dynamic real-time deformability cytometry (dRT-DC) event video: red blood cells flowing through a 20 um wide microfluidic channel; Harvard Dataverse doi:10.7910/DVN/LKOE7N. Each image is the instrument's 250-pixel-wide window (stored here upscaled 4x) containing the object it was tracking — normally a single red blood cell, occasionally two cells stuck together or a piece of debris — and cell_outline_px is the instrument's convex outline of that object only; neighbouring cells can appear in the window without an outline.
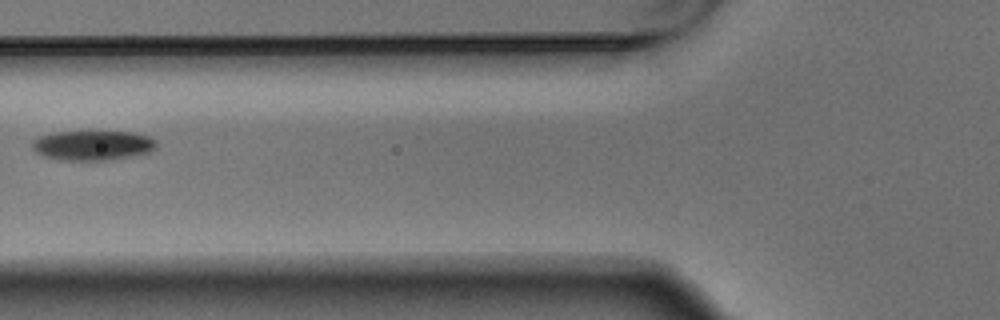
{"species": "Egyptian fruit bat (a non-hibernating species)", "species_latin": "Rousettus aegyptiacus", "temperature_condition": "warm", "stored_images_in_passage": 7, "camera_frame_rate_fps": 3000, "um_per_image_px": 0.085, "animal": {"sex": "male"}, "frame": {"image": 1, "passage_image": 7, "time_ms": 2.0, "image_size_px": [1000, 320], "cell_outline_px": [[156, 148], [148, 152], [132, 156], [108, 160], [60, 160], [44, 156], [36, 152], [32, 148], [32, 140], [40, 136], [56, 132], [132, 132], [152, 136], [156, 140]], "centroid_in_image_um": [7.9, 12.35], "position_along_channel_um": 117.9, "area_um2": 21.56}}